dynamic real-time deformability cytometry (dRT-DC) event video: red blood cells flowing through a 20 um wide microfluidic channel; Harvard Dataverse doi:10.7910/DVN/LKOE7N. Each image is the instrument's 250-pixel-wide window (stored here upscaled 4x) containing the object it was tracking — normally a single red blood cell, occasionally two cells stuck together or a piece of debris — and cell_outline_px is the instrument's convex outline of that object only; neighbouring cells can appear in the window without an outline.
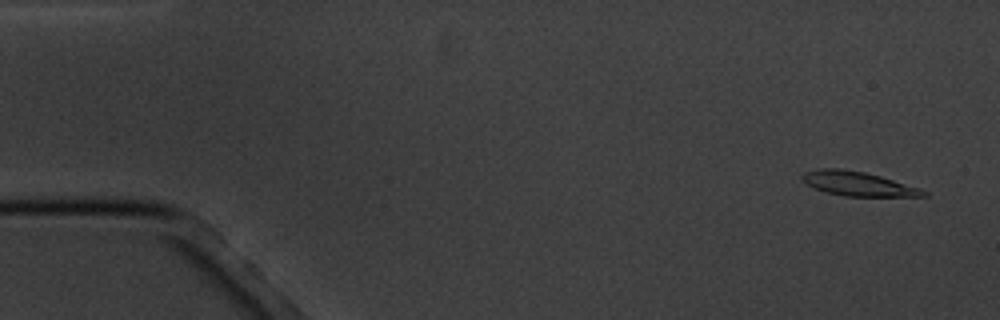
{"species": "common noctule bat (a hibernating species)", "species_latin": "Nyctalus noctula", "temperature_condition": "cold", "stored_images_in_passage": 4, "camera_frame_rate_fps": 3000, "um_per_image_px": 0.085, "animal": {"sex": "male", "body_mass_g": 20.1, "forearm_length_mm": 53.5}, "frame": {"image": 1, "passage_image": 1, "time_ms": 0.0, "image_size_px": [1000, 320], "cell_outline_px": [[928, 196], [844, 196], [824, 192], [800, 180], [800, 176], [804, 172], [820, 168], [840, 168], [864, 172], [880, 176], [920, 188], [928, 192]], "centroid_in_image_um": [72.9, 15.61], "position_along_channel_um": 12.1, "area_um2": 17.11}}
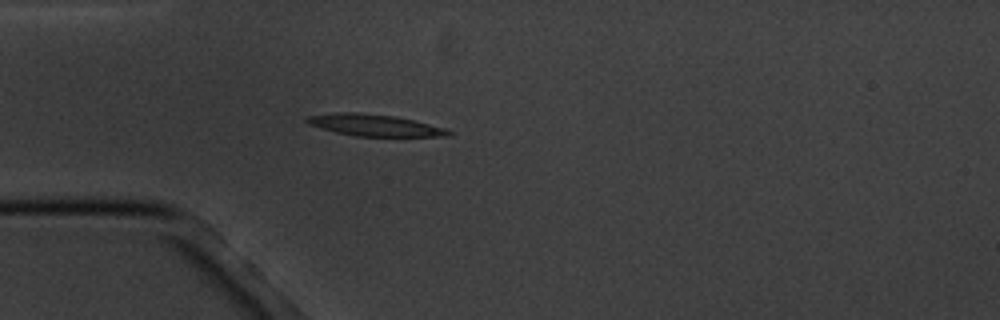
{"frame": {"image": 2, "passage_image": 4, "time_ms": 4.333, "image_size_px": [1000, 320], "cell_outline_px": [[452, 136], [356, 136], [336, 132], [320, 128], [308, 124], [304, 120], [308, 116], [336, 112], [356, 112], [392, 116], [412, 120], [444, 128], [452, 132]], "centroid_in_image_um": [31.78, 10.64], "position_along_channel_um": 53.2, "area_um2": 17.63}}